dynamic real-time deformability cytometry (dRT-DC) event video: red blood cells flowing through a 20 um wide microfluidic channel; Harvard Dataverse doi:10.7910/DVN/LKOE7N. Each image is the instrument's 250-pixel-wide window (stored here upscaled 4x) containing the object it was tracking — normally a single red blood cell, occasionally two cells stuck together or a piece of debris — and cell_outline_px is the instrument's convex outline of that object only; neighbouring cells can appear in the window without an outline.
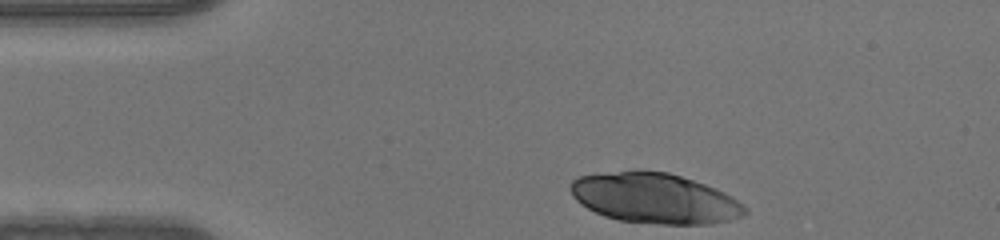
{"species": "human", "species_latin": "Homo sapiens", "temperature_condition": "warm", "stored_images_in_passage": 34, "camera_frame_rate_fps": 3000, "um_per_image_px": 0.085, "donor": {"sex": "male"}, "frame": {"image": 1, "passage_image": 1, "time_ms": 0.0, "image_size_px": [1000, 240], "cell_outline_px": [[748, 212], [740, 216], [728, 220], [712, 224], [660, 224], [620, 220], [604, 216], [580, 204], [572, 196], [568, 188], [572, 180], [580, 176], [596, 172], [636, 168], [640, 168], [668, 172], [716, 188], [724, 192], [744, 204], [748, 208]], "centroid_in_image_um": [55.6, 16.81], "position_along_channel_um": 29.4, "area_um2": 51.9}}
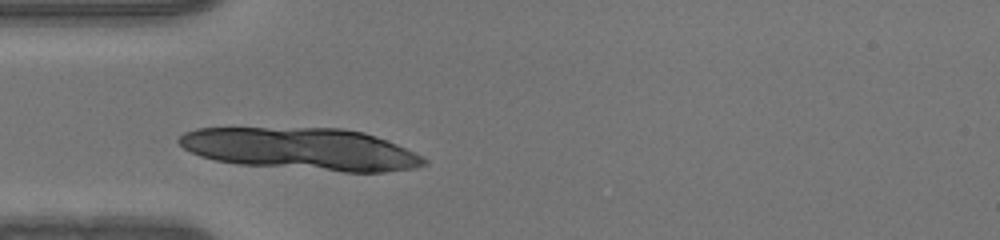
{"frame": {"image": 2, "passage_image": 7, "time_ms": 2.0, "image_size_px": [1000, 240], "cell_outline_px": [[428, 164], [416, 168], [384, 172], [344, 172], [236, 164], [216, 160], [200, 156], [184, 148], [176, 140], [184, 132], [196, 128], [344, 128], [364, 132], [376, 136], [396, 144], [428, 160]], "centroid_in_image_um": [25.61, 12.66], "position_along_channel_um": 59.4, "area_um2": 60.29}}